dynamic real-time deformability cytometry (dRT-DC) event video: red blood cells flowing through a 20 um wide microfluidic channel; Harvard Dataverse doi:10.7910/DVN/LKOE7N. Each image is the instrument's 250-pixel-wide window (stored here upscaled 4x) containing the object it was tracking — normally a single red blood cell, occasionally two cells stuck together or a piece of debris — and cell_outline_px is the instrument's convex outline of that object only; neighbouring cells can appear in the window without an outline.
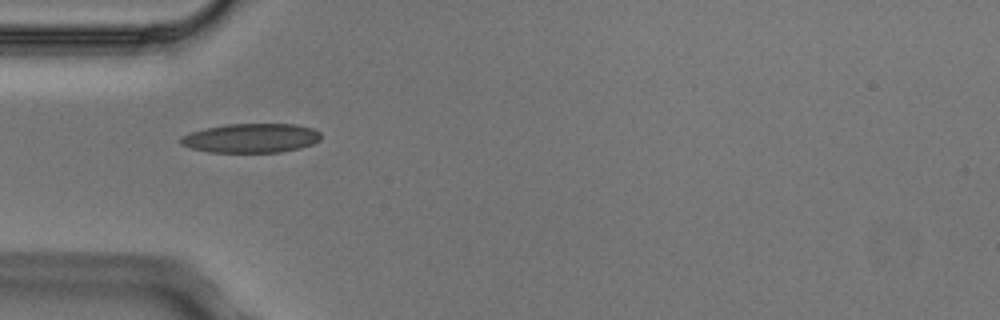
{"species": "Egyptian fruit bat (a non-hibernating species)", "species_latin": "Rousettus aegyptiacus", "temperature_condition": "cold", "stored_images_in_passage": 3, "camera_frame_rate_fps": 3000, "um_per_image_px": 0.085, "animal": {"sex": "male"}, "frame": {"image": 1, "passage_image": 1, "time_ms": 0.0, "image_size_px": [1000, 320], "cell_outline_px": [[320, 140], [312, 144], [300, 148], [280, 152], [208, 152], [192, 148], [180, 144], [180, 136], [204, 128], [224, 124], [296, 124], [312, 128], [320, 132]], "centroid_in_image_um": [21.34, 11.73], "position_along_channel_um": 63.7, "area_um2": 23.93}}
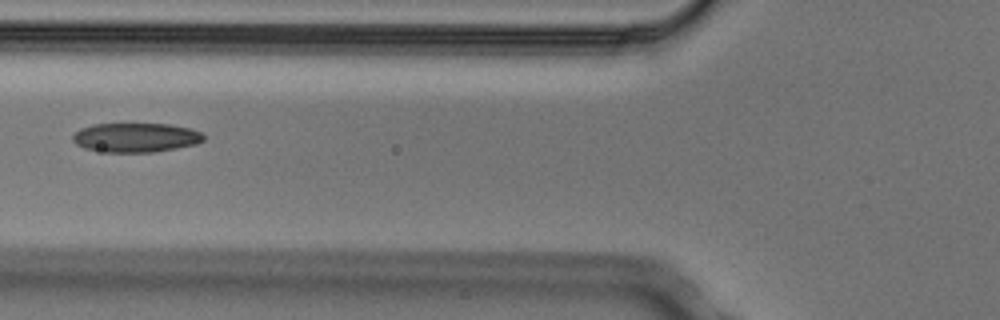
{"frame": {"image": 2, "passage_image": 2, "time_ms": 0.333, "image_size_px": [1000, 320], "cell_outline_px": [[204, 140], [196, 144], [176, 148], [152, 152], [104, 152], [84, 148], [76, 144], [72, 140], [72, 136], [80, 128], [92, 124], [172, 124], [192, 128], [200, 132], [204, 136]], "centroid_in_image_um": [11.54, 11.68], "position_along_channel_um": 114.3, "area_um2": 22.43}}
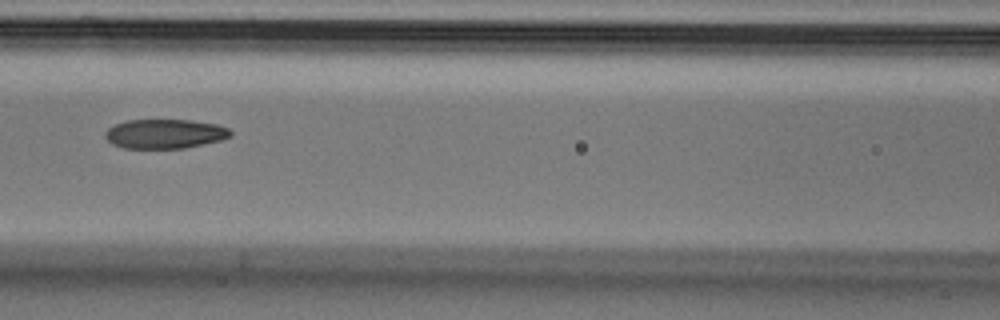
{"frame": {"image": 3, "passage_image": 3, "time_ms": 0.667, "image_size_px": [1000, 320], "cell_outline_px": [[232, 136], [220, 140], [204, 144], [184, 148], [124, 148], [112, 144], [104, 136], [104, 132], [108, 128], [116, 124], [128, 120], [192, 120], [216, 124], [228, 128], [232, 132]], "centroid_in_image_um": [14.01, 11.37], "position_along_channel_um": 152.6, "area_um2": 21.44}}